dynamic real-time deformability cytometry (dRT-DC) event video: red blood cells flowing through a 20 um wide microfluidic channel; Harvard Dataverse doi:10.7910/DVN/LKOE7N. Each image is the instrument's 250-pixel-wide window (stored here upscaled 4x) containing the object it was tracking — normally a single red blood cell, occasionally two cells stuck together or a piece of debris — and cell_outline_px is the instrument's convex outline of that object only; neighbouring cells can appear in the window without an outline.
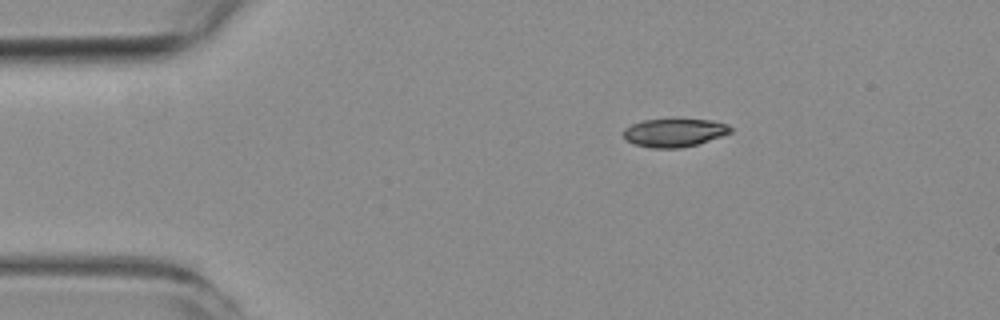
{"species": "common noctule bat (a hibernating species)", "species_latin": "Nyctalus noctula", "temperature_condition": "room temperature", "stored_images_in_passage": 4, "camera_frame_rate_fps": 3000, "um_per_image_px": 0.085, "animal": {"sex": "female", "body_mass_g": 19.3, "forearm_length_mm": 54.1}, "frame": {"image": 1, "passage_image": 1, "time_ms": 0.0, "image_size_px": [1000, 320], "cell_outline_px": [[732, 132], [696, 144], [680, 148], [652, 148], [636, 144], [624, 140], [624, 128], [632, 124], [644, 120], [672, 116], [676, 116], [712, 120], [728, 124], [732, 128]], "centroid_in_image_um": [57.31, 11.21], "position_along_channel_um": 27.7, "area_um2": 18.38}}
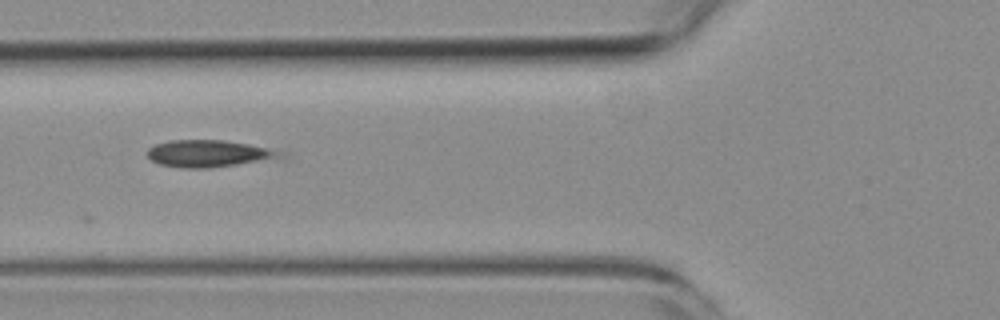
{"frame": {"image": 2, "passage_image": 4, "time_ms": 3.667, "image_size_px": [1000, 320], "cell_outline_px": [[288, 156], [212, 168], [184, 168], [160, 164], [152, 160], [148, 156], [148, 148], [156, 144], [172, 140], [224, 140], [248, 144], [288, 152]], "centroid_in_image_um": [17.78, 13.05], "position_along_channel_um": 108.0, "area_um2": 20.81}}